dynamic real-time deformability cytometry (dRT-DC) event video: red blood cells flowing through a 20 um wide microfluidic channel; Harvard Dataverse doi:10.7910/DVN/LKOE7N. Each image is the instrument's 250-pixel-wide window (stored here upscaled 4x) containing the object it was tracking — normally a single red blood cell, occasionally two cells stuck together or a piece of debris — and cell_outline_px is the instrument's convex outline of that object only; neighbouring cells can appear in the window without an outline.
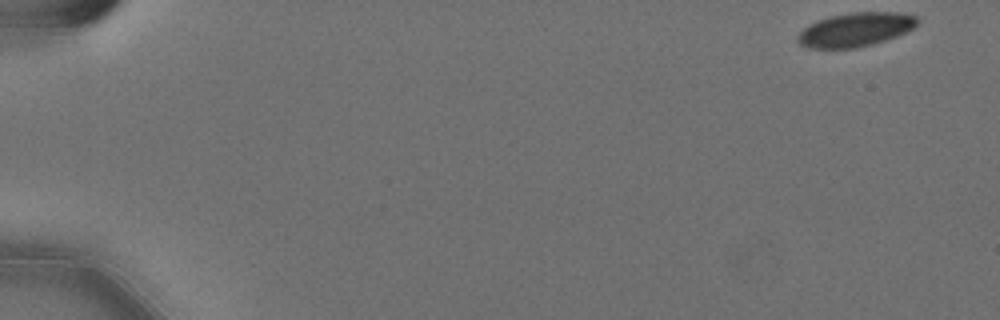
{"species": "Egyptian fruit bat (a non-hibernating species)", "species_latin": "Rousettus aegyptiacus", "temperature_condition": "cold", "stored_images_in_passage": 33, "camera_frame_rate_fps": 3000, "um_per_image_px": 0.085, "animal": {"sex": "female"}, "frame": {"image": 1, "passage_image": 1, "time_ms": 0.0, "image_size_px": [1000, 320], "cell_outline_px": [[916, 24], [912, 28], [896, 36], [884, 40], [852, 48], [808, 48], [800, 44], [796, 40], [796, 36], [808, 24], [828, 16], [852, 12], [900, 12], [916, 16]], "centroid_in_image_um": [72.65, 2.5], "position_along_channel_um": 12.4, "area_um2": 23.35}}
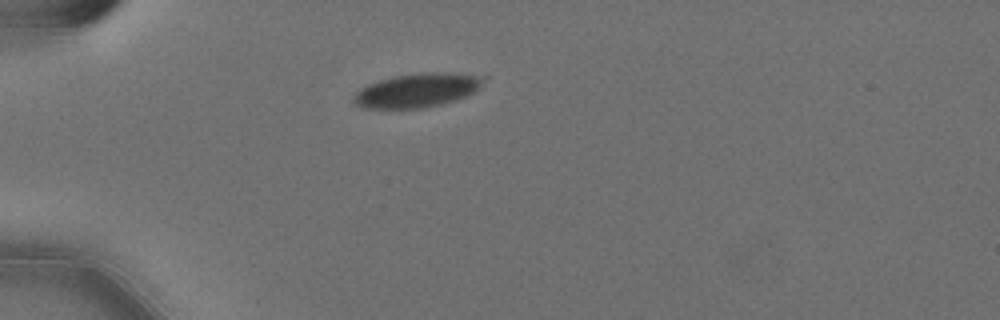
{"frame": {"image": 2, "passage_image": 15, "time_ms": 4.667, "image_size_px": [1000, 320], "cell_outline_px": [[488, 76], [472, 92], [456, 100], [424, 108], [364, 108], [356, 104], [352, 100], [352, 96], [360, 88], [368, 84], [380, 80], [396, 76], [428, 72], [456, 72]], "centroid_in_image_um": [35.46, 7.66], "position_along_channel_um": 49.5, "area_um2": 25.55}}